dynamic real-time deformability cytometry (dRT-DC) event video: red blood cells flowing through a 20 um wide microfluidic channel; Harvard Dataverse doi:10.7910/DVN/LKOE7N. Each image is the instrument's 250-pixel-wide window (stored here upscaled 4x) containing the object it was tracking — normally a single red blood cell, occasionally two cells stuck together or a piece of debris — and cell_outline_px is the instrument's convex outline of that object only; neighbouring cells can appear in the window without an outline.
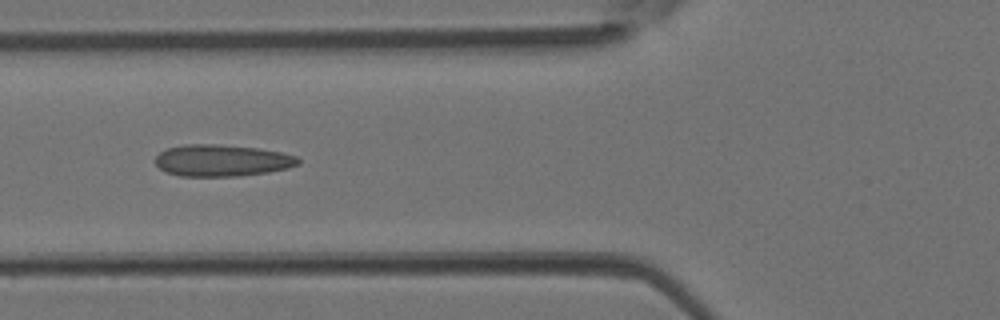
{"species": "Egyptian fruit bat (a non-hibernating species)", "species_latin": "Rousettus aegyptiacus", "temperature_condition": "room temperature", "stored_images_in_passage": 6, "camera_frame_rate_fps": 3000, "um_per_image_px": 0.085, "animal": {"sex": "female"}, "frame": {"image": 1, "passage_image": 5, "time_ms": 1.333, "image_size_px": [1000, 320], "cell_outline_px": [[300, 164], [288, 168], [268, 172], [240, 176], [180, 176], [164, 172], [156, 164], [156, 156], [160, 152], [168, 148], [184, 144], [216, 144], [256, 148], [280, 152], [296, 156], [300, 160]], "centroid_in_image_um": [18.85, 13.64], "position_along_channel_um": 106.9, "area_um2": 26.41}}
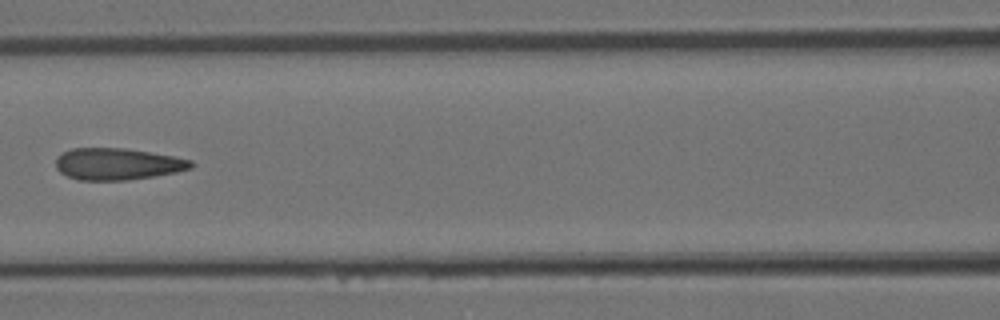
{"frame": {"image": 2, "passage_image": 6, "time_ms": 1.667, "image_size_px": [1000, 320], "cell_outline_px": [[196, 164], [192, 168], [176, 172], [128, 180], [80, 180], [68, 176], [60, 172], [56, 168], [56, 156], [72, 148], [124, 148], [172, 156], [192, 160]], "centroid_in_image_um": [9.98, 13.94], "position_along_channel_um": 156.6, "area_um2": 24.91}}